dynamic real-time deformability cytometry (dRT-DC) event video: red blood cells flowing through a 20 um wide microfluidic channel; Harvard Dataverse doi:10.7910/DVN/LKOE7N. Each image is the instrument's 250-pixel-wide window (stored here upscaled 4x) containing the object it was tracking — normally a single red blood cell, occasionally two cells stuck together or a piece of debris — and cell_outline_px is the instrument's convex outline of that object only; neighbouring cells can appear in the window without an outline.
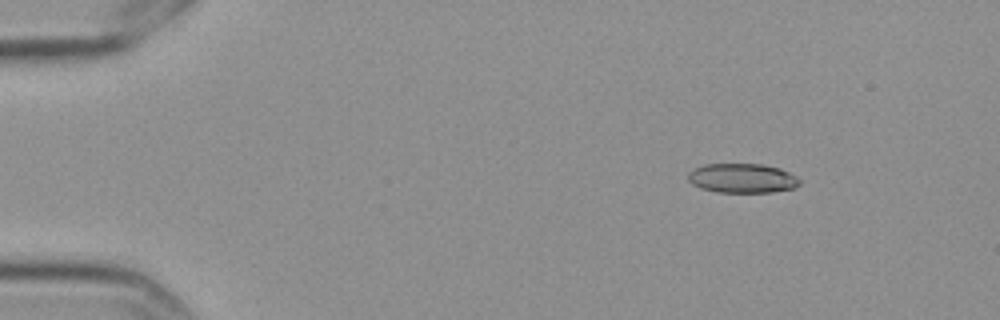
{"species": "Egyptian fruit bat (a non-hibernating species)", "species_latin": "Rousettus aegyptiacus", "temperature_condition": "cold", "stored_images_in_passage": 5, "camera_frame_rate_fps": 3000, "um_per_image_px": 0.085, "frame": {"image": 1, "passage_image": 2, "time_ms": 0.333, "image_size_px": [1000, 320], "cell_outline_px": [[800, 184], [792, 188], [772, 192], [716, 192], [700, 188], [692, 184], [688, 180], [688, 172], [704, 164], [764, 164], [780, 168], [796, 176], [800, 180]], "centroid_in_image_um": [63.08, 15.14], "position_along_channel_um": 21.9, "area_um2": 19.13}}
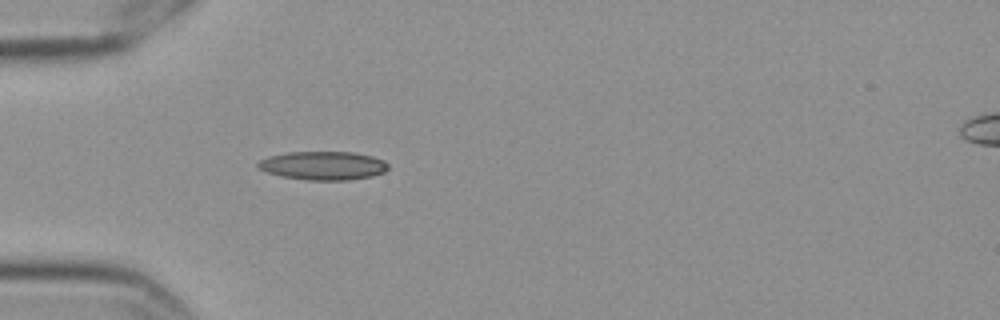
{"frame": {"image": 2, "passage_image": 5, "time_ms": 1.333, "image_size_px": [1000, 320], "cell_outline_px": [[388, 168], [384, 172], [372, 176], [348, 180], [308, 180], [280, 176], [268, 172], [260, 168], [256, 164], [260, 160], [268, 156], [288, 152], [352, 152], [372, 156], [384, 160], [388, 164]], "centroid_in_image_um": [27.48, 14.07], "position_along_channel_um": 57.5, "area_um2": 21.62}}